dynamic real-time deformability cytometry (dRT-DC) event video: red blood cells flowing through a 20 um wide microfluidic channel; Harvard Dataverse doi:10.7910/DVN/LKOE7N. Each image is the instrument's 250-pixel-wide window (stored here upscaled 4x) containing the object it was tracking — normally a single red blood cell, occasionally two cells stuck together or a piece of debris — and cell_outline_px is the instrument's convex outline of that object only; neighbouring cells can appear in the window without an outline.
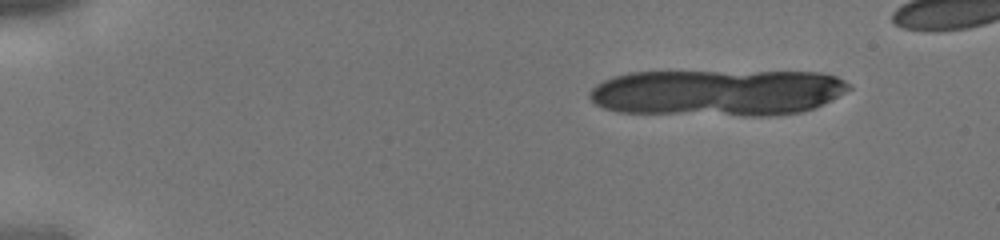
{"species": "human", "species_latin": "Homo sapiens", "temperature_condition": "cold", "stored_images_in_passage": 4, "camera_frame_rate_fps": 3000, "um_per_image_px": 0.085, "donor": {"sex": "male"}, "frame": {"image": 1, "passage_image": 1, "time_ms": 0.0, "image_size_px": [1000, 240], "cell_outline_px": [[852, 88], [824, 104], [816, 108], [804, 112], [776, 116], [744, 116], [616, 112], [604, 108], [596, 104], [588, 96], [588, 92], [596, 84], [612, 76], [628, 72], [820, 72], [836, 76], [844, 80]], "centroid_in_image_um": [61.0, 7.88], "position_along_channel_um": 24.0, "area_um2": 71.15}}